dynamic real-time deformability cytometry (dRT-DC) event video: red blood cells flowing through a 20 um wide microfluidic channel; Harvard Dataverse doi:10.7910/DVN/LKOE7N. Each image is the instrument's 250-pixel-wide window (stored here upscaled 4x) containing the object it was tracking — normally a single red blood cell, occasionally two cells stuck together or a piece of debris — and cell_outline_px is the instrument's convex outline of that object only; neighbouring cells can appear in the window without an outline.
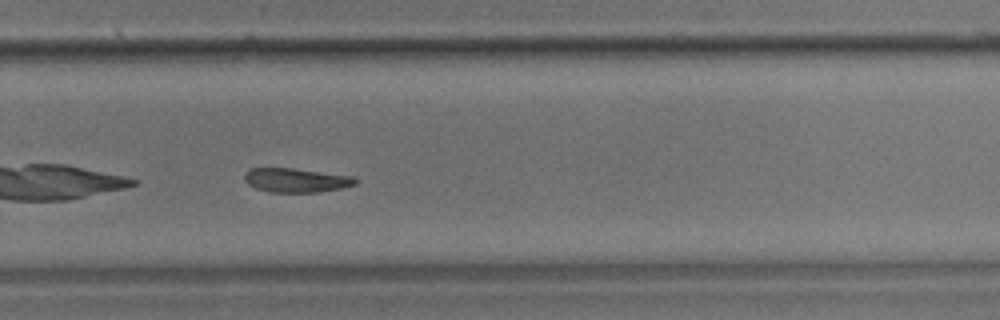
{"species": "common noctule bat (a hibernating species)", "species_latin": "Nyctalus noctula", "temperature_condition": "room temperature", "stored_images_in_passage": 30, "camera_frame_rate_fps": 3000, "um_per_image_px": 0.085, "animal": {"sex": "male", "body_mass_g": 17.9}, "frame": {"image": 1, "passage_image": 18, "time_ms": 5.667, "image_size_px": [1000, 320], "cell_outline_px": [[356, 184], [340, 188], [320, 192], [268, 192], [256, 188], [248, 184], [244, 180], [244, 172], [248, 168], [292, 168], [352, 176], [356, 180]], "centroid_in_image_um": [25.11, 15.31], "position_along_channel_um": 304.7, "area_um2": 15.55}}